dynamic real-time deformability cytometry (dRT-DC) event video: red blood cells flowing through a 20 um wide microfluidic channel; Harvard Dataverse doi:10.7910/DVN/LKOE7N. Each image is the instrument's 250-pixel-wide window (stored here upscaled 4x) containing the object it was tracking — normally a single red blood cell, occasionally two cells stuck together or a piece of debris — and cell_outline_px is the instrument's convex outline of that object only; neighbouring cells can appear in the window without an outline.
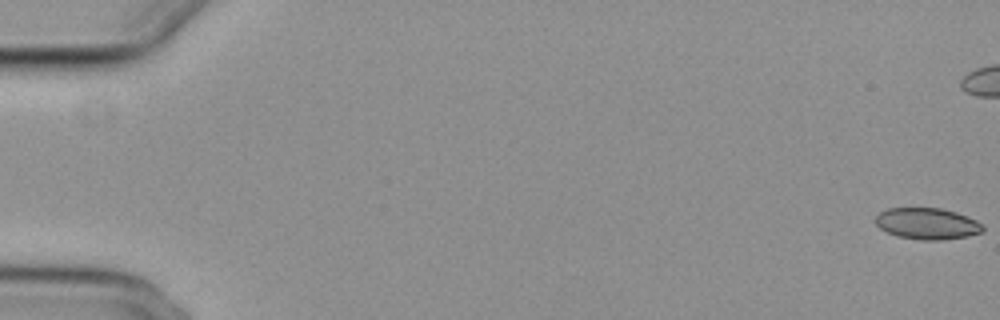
{"species": "common noctule bat (a hibernating species)", "species_latin": "Nyctalus noctula", "temperature_condition": "cold", "stored_images_in_passage": 13, "camera_frame_rate_fps": 3000, "um_per_image_px": 0.085, "animal": {"sex": "female", "body_mass_g": 29.2, "forearm_length_mm": 56.3}, "frame": {"image": 1, "passage_image": 1, "time_ms": 0.0, "image_size_px": [1000, 320], "cell_outline_px": [[984, 232], [968, 236], [944, 240], [920, 240], [896, 236], [880, 228], [876, 224], [876, 216], [880, 212], [888, 208], [940, 208], [956, 212], [976, 220], [984, 224]], "centroid_in_image_um": [78.85, 19.02], "position_along_channel_um": 6.2, "area_um2": 19.77}}